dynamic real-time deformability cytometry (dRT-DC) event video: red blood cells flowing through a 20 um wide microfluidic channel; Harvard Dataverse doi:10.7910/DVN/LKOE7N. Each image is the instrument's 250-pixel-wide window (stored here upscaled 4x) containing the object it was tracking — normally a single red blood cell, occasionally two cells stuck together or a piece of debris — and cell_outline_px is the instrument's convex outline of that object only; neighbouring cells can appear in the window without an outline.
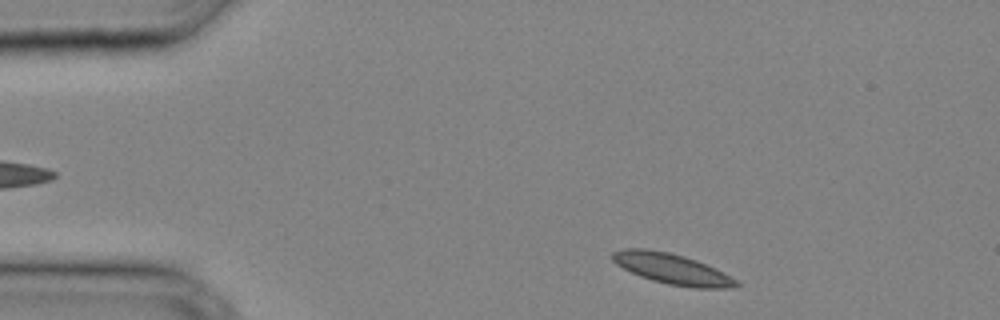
{"species": "common noctule bat (a hibernating species)", "species_latin": "Nyctalus noctula", "temperature_condition": "cold", "stored_images_in_passage": 30, "camera_frame_rate_fps": 3000, "um_per_image_px": 0.085, "animal": {"sex": "male", "body_mass_g": 20.4}, "frame": {"image": 1, "passage_image": 1, "time_ms": 0.0, "image_size_px": [1000, 320], "cell_outline_px": [[740, 284], [736, 288], [692, 288], [668, 284], [652, 280], [640, 276], [616, 264], [612, 260], [612, 252], [624, 248], [648, 248], [668, 252], [684, 256], [696, 260], [716, 268], [736, 280]], "centroid_in_image_um": [57.13, 22.85], "position_along_channel_um": 27.9, "area_um2": 22.08}}
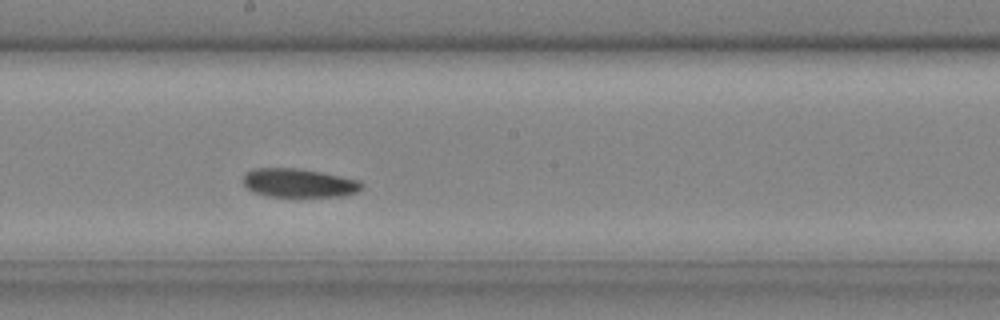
{"frame": {"image": 2, "passage_image": 15, "time_ms": 4.667, "image_size_px": [1000, 320], "cell_outline_px": [[364, 188], [356, 192], [340, 196], [268, 196], [252, 192], [244, 184], [244, 172], [252, 168], [300, 168], [360, 180], [364, 184]], "centroid_in_image_um": [25.4, 15.54], "position_along_channel_um": 222.8, "area_um2": 19.88}}
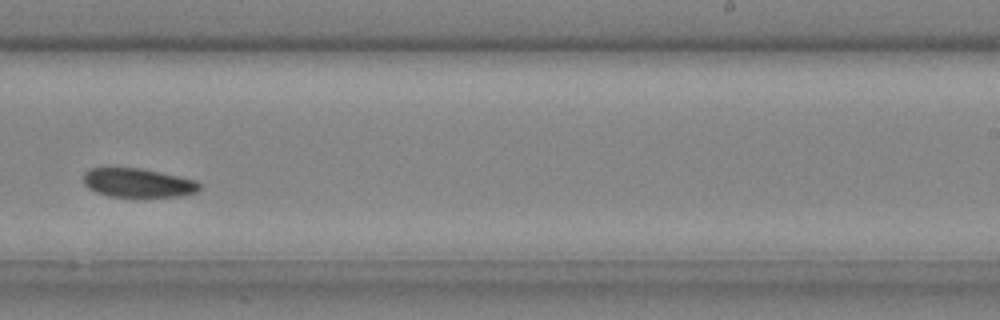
{"frame": {"image": 3, "passage_image": 18, "time_ms": 5.667, "image_size_px": [1000, 320], "cell_outline_px": [[200, 188], [196, 192], [180, 196], [108, 196], [96, 192], [88, 188], [84, 184], [84, 172], [88, 168], [140, 168], [196, 180], [200, 184]], "centroid_in_image_um": [11.7, 15.53], "position_along_channel_um": 277.3, "area_um2": 19.36}}